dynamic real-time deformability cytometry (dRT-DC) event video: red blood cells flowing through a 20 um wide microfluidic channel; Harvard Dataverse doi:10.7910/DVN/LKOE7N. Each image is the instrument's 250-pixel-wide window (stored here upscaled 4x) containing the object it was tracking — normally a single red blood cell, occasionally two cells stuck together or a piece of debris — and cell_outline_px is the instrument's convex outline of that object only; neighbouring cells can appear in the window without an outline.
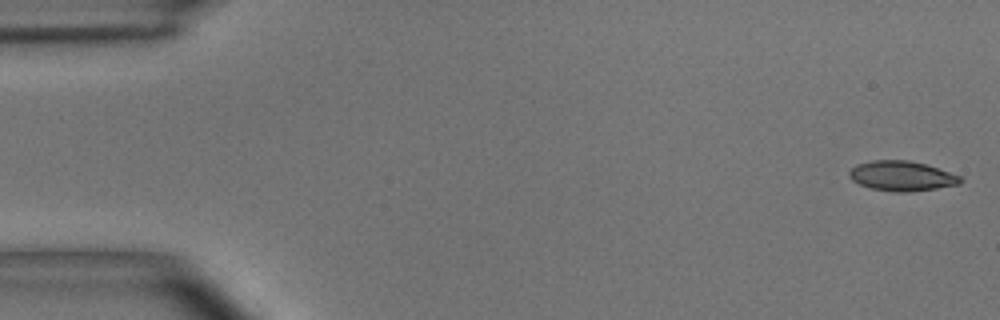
{"species": "common noctule bat (a hibernating species)", "species_latin": "Nyctalus noctula", "temperature_condition": "room temperature", "stored_images_in_passage": 5, "segment_of_instrument_passage": [2, 2], "camera_frame_rate_fps": 3000, "um_per_image_px": 0.085, "animal": {"sex": "male", "body_mass_g": 15.6}, "frame": {"image": 1, "passage_image": 5, "time_ms": 1.333, "image_size_px": [1000, 320], "cell_outline_px": [[964, 180], [960, 184], [936, 188], [908, 192], [896, 192], [872, 188], [860, 184], [852, 180], [848, 176], [848, 172], [856, 164], [872, 160], [908, 160], [924, 164], [960, 176]], "centroid_in_image_um": [76.62, 14.95], "position_along_channel_um": 8.4, "area_um2": 19.19}}